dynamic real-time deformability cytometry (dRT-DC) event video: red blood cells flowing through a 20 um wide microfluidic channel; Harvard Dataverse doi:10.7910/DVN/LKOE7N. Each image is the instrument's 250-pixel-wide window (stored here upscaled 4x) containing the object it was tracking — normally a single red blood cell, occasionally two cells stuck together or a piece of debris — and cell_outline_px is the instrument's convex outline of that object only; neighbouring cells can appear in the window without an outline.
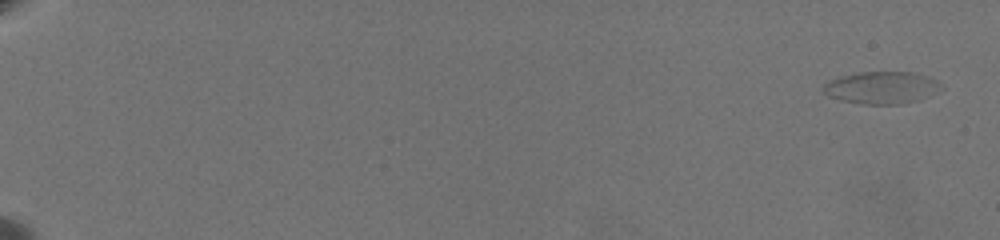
{"species": "common noctule bat (a hibernating species)", "species_latin": "Nyctalus noctula", "temperature_condition": "warm", "stored_images_in_passage": 15, "camera_frame_rate_fps": 3000, "um_per_image_px": 0.085, "animal": {"sex": "female", "body_mass_g": 19.5, "forearm_length_mm": 54.1}, "frame": {"image": 1, "passage_image": 7, "time_ms": 2.0, "image_size_px": [1000, 240], "cell_outline_px": [[904, 72], [888, 104], [872, 104], [848, 100], [832, 96], [824, 92], [824, 88], [828, 84], [836, 80], [848, 76], [868, 72]], "centroid_in_image_um": [73.6, 7.42], "position_along_channel_um": 11.4, "area_um2": 13.24}}